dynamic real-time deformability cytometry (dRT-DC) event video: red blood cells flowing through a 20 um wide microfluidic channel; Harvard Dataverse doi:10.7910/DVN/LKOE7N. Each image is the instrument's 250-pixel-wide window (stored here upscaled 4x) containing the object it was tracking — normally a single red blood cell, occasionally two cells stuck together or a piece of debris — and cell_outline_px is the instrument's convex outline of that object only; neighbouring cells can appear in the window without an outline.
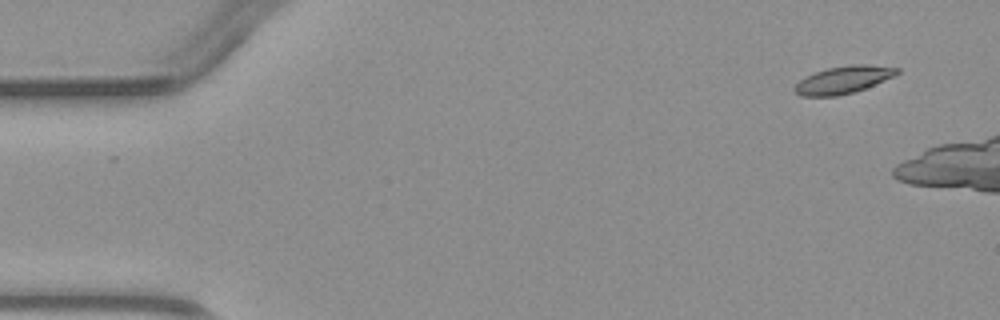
{"species": "common noctule bat (a hibernating species)", "species_latin": "Nyctalus noctula", "temperature_condition": "warm", "stored_images_in_passage": 3, "camera_frame_rate_fps": 3000, "um_per_image_px": 0.085, "animal": {"sex": "male", "body_mass_g": 23.1, "forearm_length_mm": 52.7}, "frame": {"image": 1, "passage_image": 1, "time_ms": 0.0, "image_size_px": [1000, 320], "cell_outline_px": [[900, 72], [896, 76], [864, 88], [852, 92], [836, 96], [800, 96], [792, 88], [800, 80], [816, 72], [828, 68], [852, 64], [868, 64], [900, 68]], "centroid_in_image_um": [71.72, 6.77], "position_along_channel_um": 13.3, "area_um2": 16.24}}